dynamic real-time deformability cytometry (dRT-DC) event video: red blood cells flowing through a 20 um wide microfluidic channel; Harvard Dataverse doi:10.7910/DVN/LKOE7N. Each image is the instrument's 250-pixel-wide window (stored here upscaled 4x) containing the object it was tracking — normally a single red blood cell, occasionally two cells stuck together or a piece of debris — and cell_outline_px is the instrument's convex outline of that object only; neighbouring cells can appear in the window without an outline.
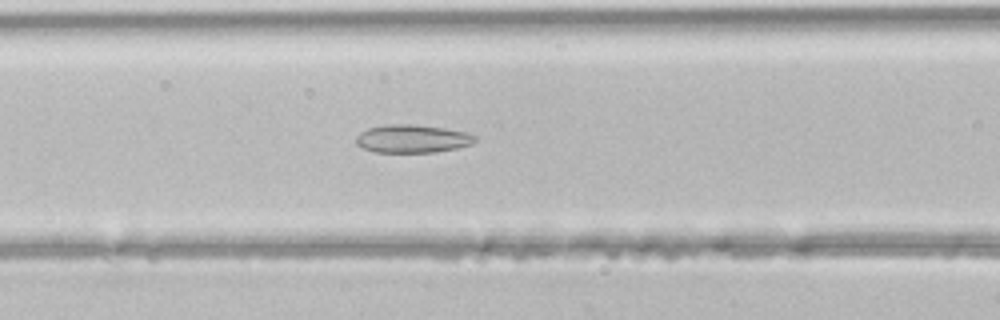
{"species": "common noctule bat (a hibernating species)", "species_latin": "Nyctalus noctula", "temperature_condition": "room temperature", "stored_images_in_passage": 45, "segment_of_instrument_passage": [1, 2], "camera_frame_rate_fps": 3000, "um_per_image_px": 0.085, "animal": {"sex": "male", "body_mass_g": 21.5, "forearm_length_mm": 52.0}, "frame": {"image": 1, "passage_image": 17, "time_ms": 5.333, "image_size_px": [1000, 320], "cell_outline_px": [[476, 140], [472, 144], [456, 148], [432, 152], [376, 152], [364, 148], [356, 144], [356, 136], [360, 132], [368, 128], [384, 124], [412, 124], [444, 128], [464, 132], [476, 136]], "centroid_in_image_um": [35.02, 11.78], "position_along_channel_um": 131.6, "area_um2": 19.36}}
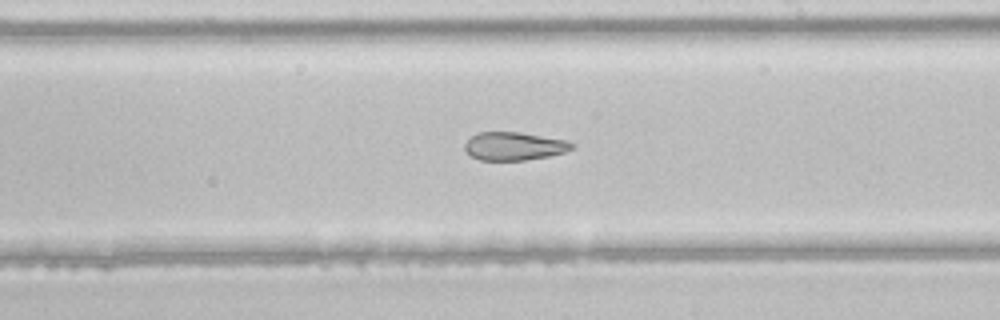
{"frame": {"image": 2, "passage_image": 25, "time_ms": 8.0, "image_size_px": [1000, 320], "cell_outline_px": [[576, 144], [572, 148], [564, 152], [548, 156], [524, 160], [480, 160], [468, 156], [464, 152], [464, 144], [476, 132], [520, 132], [568, 140]], "centroid_in_image_um": [43.66, 12.42], "position_along_channel_um": 245.3, "area_um2": 17.8}}
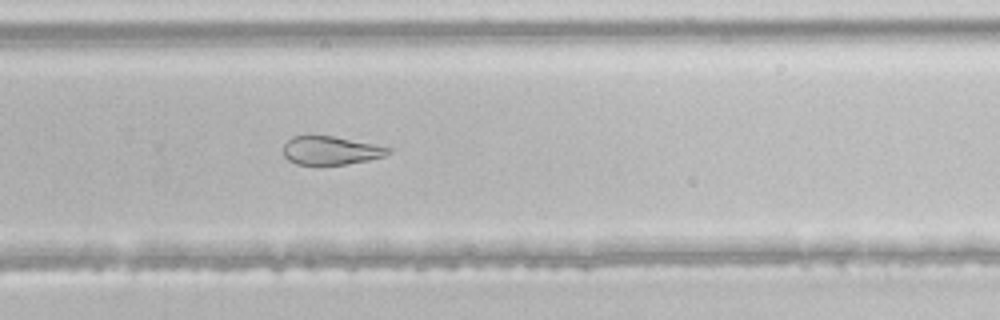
{"frame": {"image": 3, "passage_image": 29, "time_ms": 9.333, "image_size_px": [1000, 320], "cell_outline_px": [[392, 152], [384, 156], [368, 160], [344, 164], [296, 164], [288, 160], [284, 156], [284, 144], [292, 136], [308, 132], [332, 136], [392, 148]], "centroid_in_image_um": [28.05, 12.75], "position_along_channel_um": 301.8, "area_um2": 17.69}}